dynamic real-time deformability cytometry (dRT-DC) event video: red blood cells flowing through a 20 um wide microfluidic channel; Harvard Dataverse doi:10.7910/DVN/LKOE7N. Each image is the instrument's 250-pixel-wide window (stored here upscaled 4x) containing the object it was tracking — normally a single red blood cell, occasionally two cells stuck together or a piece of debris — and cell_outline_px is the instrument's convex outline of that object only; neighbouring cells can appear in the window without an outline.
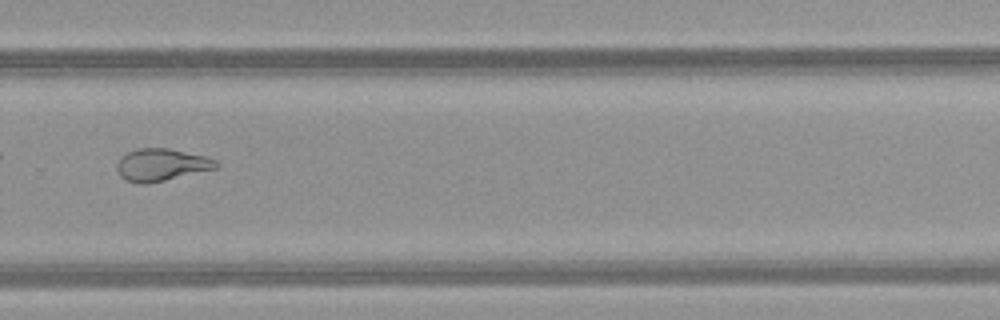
{"species": "common noctule bat (a hibernating species)", "species_latin": "Nyctalus noctula", "temperature_condition": "warm", "stored_images_in_passage": 33, "camera_frame_rate_fps": 3000, "um_per_image_px": 0.085, "animal": {"sex": "female", "body_mass_g": 21.9}, "frame": {"image": 1, "passage_image": 19, "time_ms": 6.0, "image_size_px": [1000, 320], "cell_outline_px": [[220, 168], [148, 184], [140, 184], [124, 180], [120, 176], [116, 168], [116, 164], [120, 156], [136, 148], [168, 148], [204, 156], [216, 160], [220, 164]], "centroid_in_image_um": [13.71, 14.02], "position_along_channel_um": 316.1, "area_um2": 19.02}}
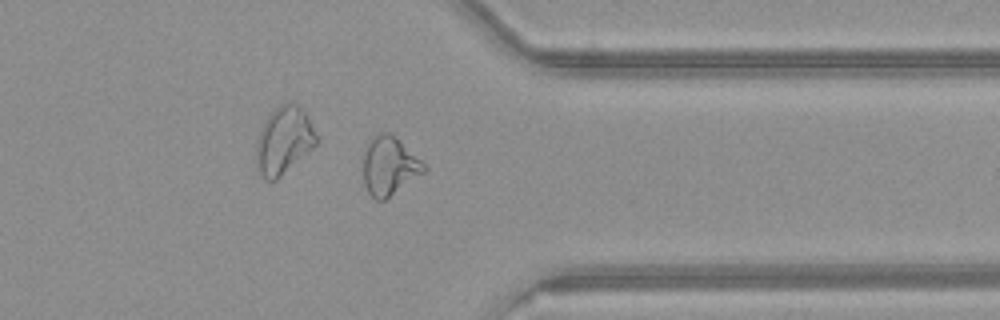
{"frame": {"image": 2, "passage_image": 24, "time_ms": 7.667, "image_size_px": [1000, 320], "cell_outline_px": [[428, 168], [424, 172], [384, 200], [376, 200], [368, 192], [364, 184], [360, 156], [364, 144], [372, 136], [380, 132], [388, 132], [420, 160]], "centroid_in_image_um": [32.98, 14.09], "position_along_channel_um": 378.4, "area_um2": 20.87}, "authors_computed_cell_mechanics": {"area_um2": 18.3804, "velocity_mm_per_s": 4.0389, "shape_relaxation_time_tau1_ms": null, "shape_relaxation_time_tau2_ms": 1.2528, "deformation_change_tau1": null, "deformation_change_tau2": 0.0806}}